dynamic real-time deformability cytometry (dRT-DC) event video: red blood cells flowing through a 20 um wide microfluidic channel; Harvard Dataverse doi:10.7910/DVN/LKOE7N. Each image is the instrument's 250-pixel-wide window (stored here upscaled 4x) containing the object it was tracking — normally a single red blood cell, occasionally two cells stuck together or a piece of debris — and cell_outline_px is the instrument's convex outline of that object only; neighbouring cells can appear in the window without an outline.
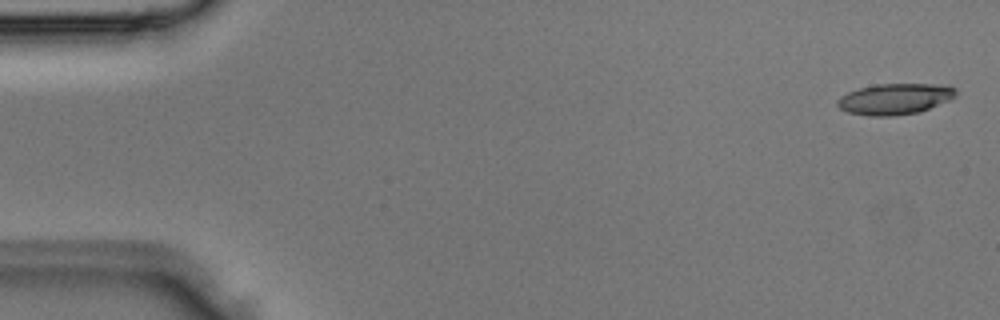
{"species": "Egyptian fruit bat (a non-hibernating species)", "species_latin": "Rousettus aegyptiacus", "temperature_condition": "room temperature", "stored_images_in_passage": 4, "camera_frame_rate_fps": 3000, "um_per_image_px": 0.085, "animal": {"sex": "male"}, "frame": {"image": 1, "passage_image": 1, "time_ms": 0.0, "image_size_px": [1000, 320], "cell_outline_px": [[956, 92], [948, 100], [920, 112], [896, 116], [868, 116], [848, 112], [840, 108], [836, 104], [836, 100], [840, 96], [848, 92], [860, 88], [876, 84], [932, 84], [956, 88]], "centroid_in_image_um": [75.99, 8.42], "position_along_channel_um": 9.0, "area_um2": 21.21}}